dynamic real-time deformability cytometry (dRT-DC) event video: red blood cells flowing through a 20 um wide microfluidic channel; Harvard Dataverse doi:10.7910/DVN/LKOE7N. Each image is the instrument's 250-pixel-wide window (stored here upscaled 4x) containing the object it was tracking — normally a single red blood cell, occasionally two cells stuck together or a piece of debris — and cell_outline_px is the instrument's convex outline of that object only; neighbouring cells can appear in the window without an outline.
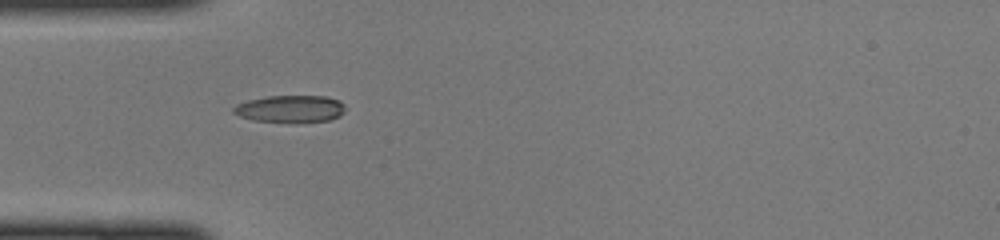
{"species": "common noctule bat (a hibernating species)", "species_latin": "Nyctalus noctula", "temperature_condition": "cold", "stored_images_in_passage": 34, "camera_frame_rate_fps": 3000, "um_per_image_px": 0.085, "animal": {"sex": "female", "body_mass_g": 22.0, "forearm_length_mm": 56.7}, "frame": {"image": 1, "passage_image": 1, "time_ms": 0.0, "image_size_px": [1000, 240], "cell_outline_px": [[344, 112], [340, 116], [328, 120], [296, 124], [252, 120], [240, 116], [232, 112], [232, 108], [236, 104], [248, 100], [268, 96], [324, 96], [340, 100], [344, 104]], "centroid_in_image_um": [24.68, 9.27], "position_along_channel_um": 60.3, "area_um2": 18.15}}
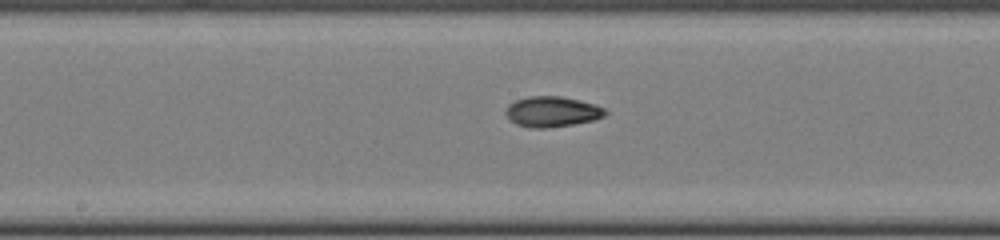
{"frame": {"image": 2, "passage_image": 11, "time_ms": 3.333, "image_size_px": [1000, 240], "cell_outline_px": [[608, 112], [604, 116], [592, 120], [572, 124], [548, 128], [528, 128], [516, 124], [504, 112], [508, 104], [516, 100], [528, 96], [560, 96], [580, 100], [596, 104], [604, 108]], "centroid_in_image_um": [46.92, 9.48], "position_along_channel_um": 201.3, "area_um2": 17.69}}
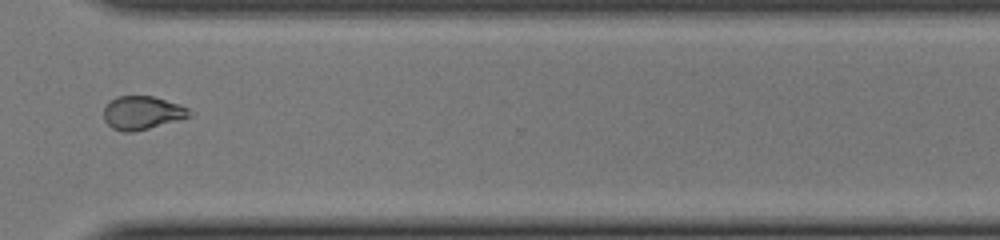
{"frame": {"image": 3, "passage_image": 22, "time_ms": 7.0, "image_size_px": [1000, 240], "cell_outline_px": [[192, 116], [148, 128], [132, 132], [124, 132], [112, 128], [104, 120], [104, 108], [108, 100], [116, 96], [152, 96], [180, 104], [188, 108], [192, 112]], "centroid_in_image_um": [12.07, 9.57], "position_along_channel_um": 358.5, "area_um2": 16.7}}